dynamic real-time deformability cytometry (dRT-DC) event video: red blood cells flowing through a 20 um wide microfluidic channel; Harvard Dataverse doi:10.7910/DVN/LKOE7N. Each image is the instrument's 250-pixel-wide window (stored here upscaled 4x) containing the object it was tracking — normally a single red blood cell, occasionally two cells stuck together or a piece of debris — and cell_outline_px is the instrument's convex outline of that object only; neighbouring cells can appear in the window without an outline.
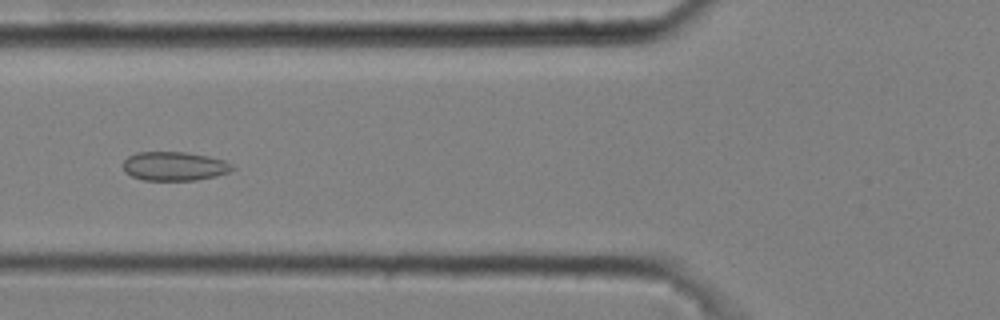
{"species": "common noctule bat (a hibernating species)", "species_latin": "Nyctalus noctula", "temperature_condition": "cold", "stored_images_in_passage": 6, "camera_frame_rate_fps": 3000, "um_per_image_px": 0.085, "animal": {"sex": "male", "body_mass_g": 20.4}, "frame": {"image": 1, "passage_image": 6, "time_ms": 1.667, "image_size_px": [1000, 320], "cell_outline_px": [[236, 168], [228, 172], [216, 176], [196, 180], [144, 180], [132, 176], [124, 172], [124, 160], [128, 156], [136, 152], [184, 152], [208, 156], [224, 160], [232, 164]], "centroid_in_image_um": [14.83, 14.12], "position_along_channel_um": 111.0, "area_um2": 18.44}}